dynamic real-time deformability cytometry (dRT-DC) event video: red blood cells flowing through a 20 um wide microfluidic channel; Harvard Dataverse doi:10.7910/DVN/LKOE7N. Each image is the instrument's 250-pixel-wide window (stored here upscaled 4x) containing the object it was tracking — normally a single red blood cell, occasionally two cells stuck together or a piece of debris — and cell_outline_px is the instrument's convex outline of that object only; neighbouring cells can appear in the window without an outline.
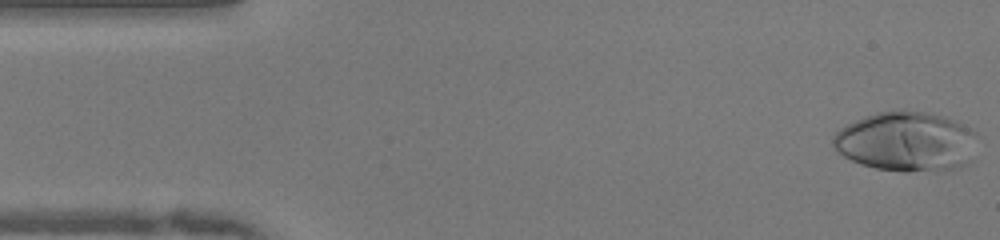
{"species": "human", "species_latin": "Homo sapiens", "temperature_condition": "warm", "stored_images_in_passage": 49, "camera_frame_rate_fps": 3000, "um_per_image_px": 0.085, "donor": {"sex": "female"}, "frame": {"image": 1, "passage_image": 1, "time_ms": 0.0, "image_size_px": [1000, 240], "cell_outline_px": [[976, 136], [972, 160], [968, 164], [960, 168], [908, 172], [904, 172], [876, 168], [860, 164], [844, 156], [832, 144], [832, 136], [840, 128], [864, 116], [876, 112], [900, 108], [904, 108], [928, 112], [960, 120], [972, 128], [976, 132]], "centroid_in_image_um": [77.09, 12.0], "position_along_channel_um": 7.9, "area_um2": 51.21}}
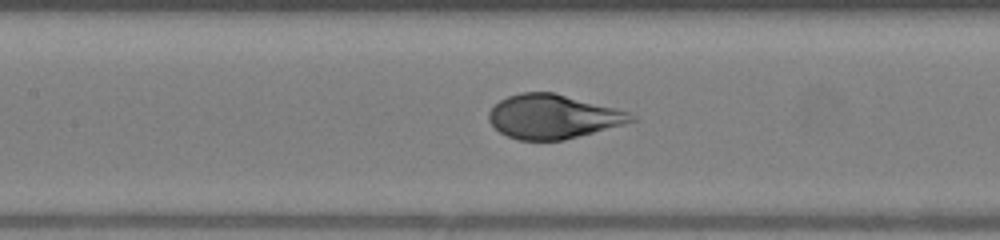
{"frame": {"image": 2, "passage_image": 21, "time_ms": 6.667, "image_size_px": [1000, 240], "cell_outline_px": [[636, 120], [624, 124], [564, 140], [516, 140], [500, 132], [488, 120], [488, 112], [500, 100], [508, 96], [520, 92], [556, 92], [616, 108], [628, 112], [636, 116]], "centroid_in_image_um": [47.0, 9.9], "position_along_channel_um": 160.4, "area_um2": 36.59}}
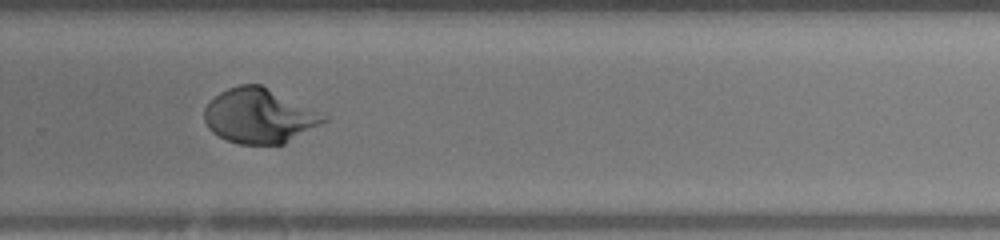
{"frame": {"image": 3, "passage_image": 32, "time_ms": 10.333, "image_size_px": [1000, 240], "cell_outline_px": [[328, 120], [284, 144], [240, 144], [228, 140], [212, 132], [208, 128], [204, 120], [204, 108], [220, 92], [228, 88], [240, 84], [260, 84], [320, 112], [328, 116]], "centroid_in_image_um": [22.03, 9.85], "position_along_channel_um": 307.8, "area_um2": 37.69}, "authors_computed_cell_mechanics": {"area_um2": 38.2058, "velocity_mm_per_s": 4.0275, "shape_relaxation_time_tau1_ms": 3.8572, "shape_relaxation_time_tau2_ms": null, "deformation_change_tau1": 0.2387, "deformation_change_tau2": null}}